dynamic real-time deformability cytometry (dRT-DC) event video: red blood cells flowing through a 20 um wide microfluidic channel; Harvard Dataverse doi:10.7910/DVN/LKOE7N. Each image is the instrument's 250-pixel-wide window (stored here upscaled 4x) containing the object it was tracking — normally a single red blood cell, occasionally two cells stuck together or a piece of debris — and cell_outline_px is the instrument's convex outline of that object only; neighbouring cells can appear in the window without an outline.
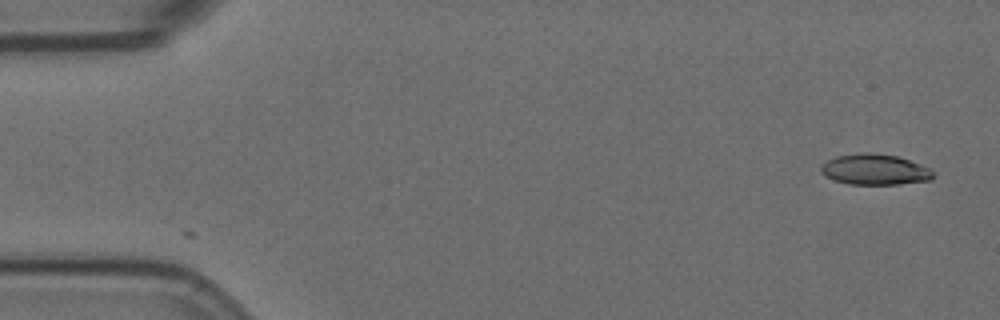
{"species": "Egyptian fruit bat (a non-hibernating species)", "species_latin": "Rousettus aegyptiacus", "temperature_condition": "room temperature", "stored_images_in_passage": 6, "camera_frame_rate_fps": 3000, "um_per_image_px": 0.085, "animal": {"sex": "female"}, "frame": {"image": 1, "passage_image": 1, "time_ms": 0.0, "image_size_px": [1000, 320], "cell_outline_px": [[936, 176], [932, 180], [896, 184], [848, 184], [824, 176], [820, 172], [820, 164], [836, 156], [860, 152], [872, 152], [896, 156], [932, 168], [936, 172]], "centroid_in_image_um": [74.38, 14.4], "position_along_channel_um": 10.6, "area_um2": 20.4}}
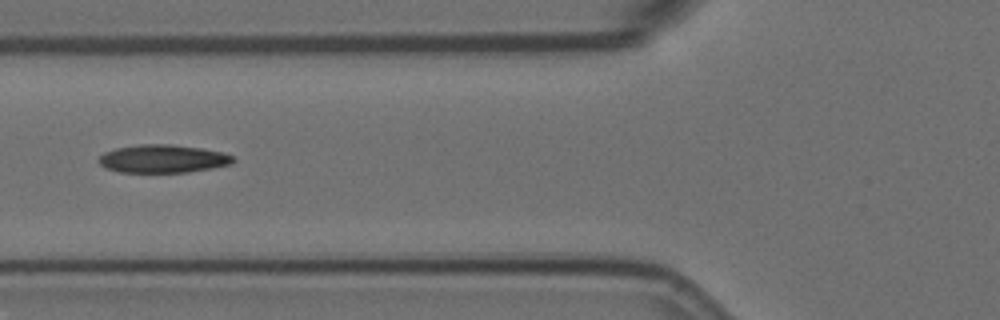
{"frame": {"image": 2, "passage_image": 4, "time_ms": 1.0, "image_size_px": [1000, 320], "cell_outline_px": [[236, 160], [232, 164], [212, 168], [188, 172], [120, 172], [104, 168], [96, 160], [104, 152], [116, 148], [140, 144], [172, 144], [200, 148], [224, 152], [232, 156]], "centroid_in_image_um": [13.84, 13.49], "position_along_channel_um": 112.0, "area_um2": 22.14}}
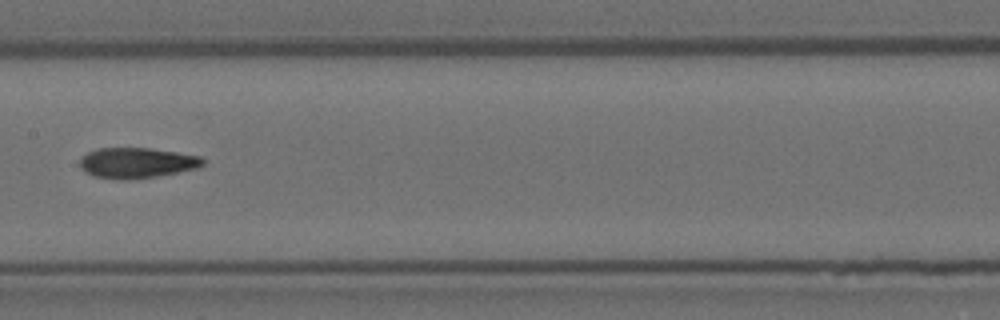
{"frame": {"image": 3, "passage_image": 6, "time_ms": 1.667, "image_size_px": [1000, 320], "cell_outline_px": [[204, 164], [196, 168], [156, 176], [128, 180], [120, 180], [96, 176], [84, 172], [80, 168], [80, 156], [96, 148], [152, 148], [200, 156], [204, 160]], "centroid_in_image_um": [11.58, 13.83], "position_along_channel_um": 195.8, "area_um2": 21.85}}